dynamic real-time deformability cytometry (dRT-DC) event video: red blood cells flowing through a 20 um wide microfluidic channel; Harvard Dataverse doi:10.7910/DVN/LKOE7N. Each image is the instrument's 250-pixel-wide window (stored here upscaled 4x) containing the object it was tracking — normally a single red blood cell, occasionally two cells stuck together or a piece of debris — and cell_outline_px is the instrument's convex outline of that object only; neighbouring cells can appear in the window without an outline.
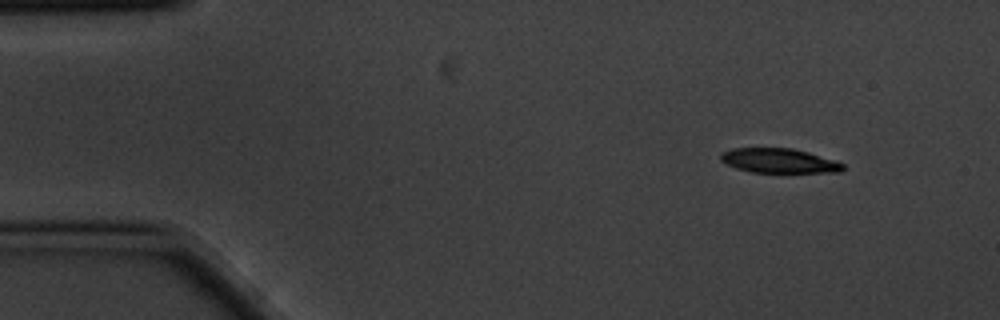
{"species": "common noctule bat (a hibernating species)", "species_latin": "Nyctalus noctula", "temperature_condition": "cold", "stored_images_in_passage": 4, "camera_frame_rate_fps": 3000, "um_per_image_px": 0.085, "animal": {"sex": "male", "body_mass_g": 20.1, "forearm_length_mm": 53.5}, "frame": {"image": 1, "passage_image": 1, "time_ms": 0.0, "image_size_px": [1000, 320], "cell_outline_px": [[844, 168], [840, 172], [752, 172], [736, 168], [720, 160], [720, 152], [732, 148], [792, 148], [808, 152], [836, 160], [844, 164]], "centroid_in_image_um": [66.21, 13.65], "position_along_channel_um": 18.8, "area_um2": 17.46}}